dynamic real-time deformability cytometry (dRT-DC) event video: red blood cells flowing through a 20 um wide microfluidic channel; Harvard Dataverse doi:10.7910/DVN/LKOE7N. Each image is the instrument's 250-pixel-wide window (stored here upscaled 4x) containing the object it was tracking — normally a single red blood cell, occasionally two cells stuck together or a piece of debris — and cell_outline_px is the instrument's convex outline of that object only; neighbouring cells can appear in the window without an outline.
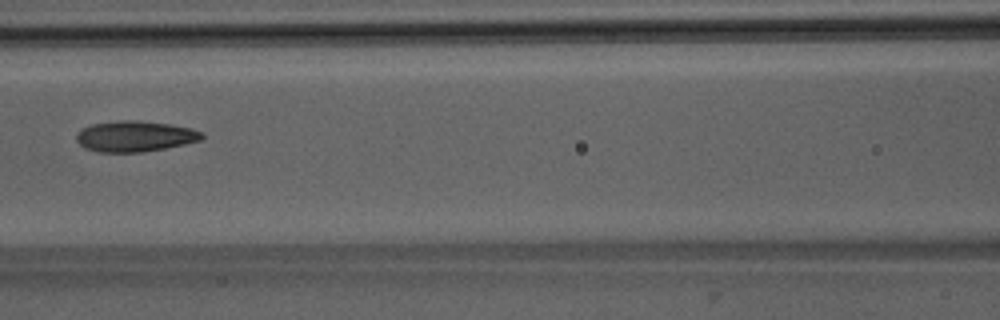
{"species": "Egyptian fruit bat (a non-hibernating species)", "species_latin": "Rousettus aegyptiacus", "temperature_condition": "room temperature", "stored_images_in_passage": 5, "camera_frame_rate_fps": 3000, "um_per_image_px": 0.085, "animal": {"sex": "male"}, "frame": {"image": 1, "passage_image": 4, "time_ms": 3.667, "image_size_px": [1000, 320], "cell_outline_px": [[204, 136], [200, 140], [184, 144], [164, 148], [140, 152], [100, 152], [84, 148], [76, 140], [76, 136], [84, 128], [92, 124], [120, 120], [136, 120], [168, 124], [192, 128], [204, 132]], "centroid_in_image_um": [11.49, 11.58], "position_along_channel_um": 155.1, "area_um2": 22.31}}